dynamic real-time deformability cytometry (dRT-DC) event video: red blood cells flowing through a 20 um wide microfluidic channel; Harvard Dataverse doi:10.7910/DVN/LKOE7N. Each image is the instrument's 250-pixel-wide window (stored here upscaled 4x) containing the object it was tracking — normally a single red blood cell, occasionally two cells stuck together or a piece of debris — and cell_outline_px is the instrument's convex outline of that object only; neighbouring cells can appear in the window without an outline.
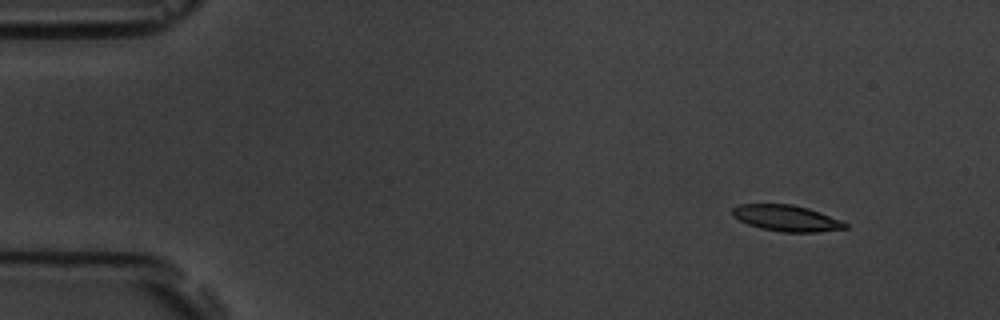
{"species": "common noctule bat (a hibernating species)", "species_latin": "Nyctalus noctula", "temperature_condition": "room temperature", "stored_images_in_passage": 4, "camera_frame_rate_fps": 3000, "um_per_image_px": 0.085, "animal": {"sex": "male", "body_mass_g": 19.5, "forearm_length_mm": 54.6}, "frame": {"image": 1, "passage_image": 1, "time_ms": 0.0, "image_size_px": [1000, 320], "cell_outline_px": [[848, 228], [816, 232], [780, 232], [760, 228], [748, 224], [732, 216], [732, 208], [740, 204], [792, 204], [808, 208], [840, 220], [848, 224]], "centroid_in_image_um": [66.83, 18.54], "position_along_channel_um": 18.2, "area_um2": 17.11}}
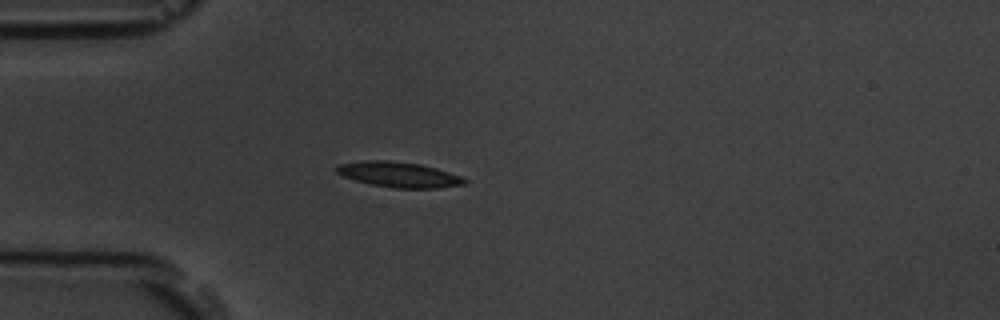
{"frame": {"image": 2, "passage_image": 4, "time_ms": 3.333, "image_size_px": [1000, 320], "cell_outline_px": [[468, 184], [440, 188], [392, 188], [372, 184], [356, 180], [344, 176], [336, 172], [336, 168], [340, 164], [368, 160], [388, 160], [420, 164], [436, 168], [460, 176], [468, 180]], "centroid_in_image_um": [33.96, 14.84], "position_along_channel_um": 51.0, "area_um2": 18.79}}